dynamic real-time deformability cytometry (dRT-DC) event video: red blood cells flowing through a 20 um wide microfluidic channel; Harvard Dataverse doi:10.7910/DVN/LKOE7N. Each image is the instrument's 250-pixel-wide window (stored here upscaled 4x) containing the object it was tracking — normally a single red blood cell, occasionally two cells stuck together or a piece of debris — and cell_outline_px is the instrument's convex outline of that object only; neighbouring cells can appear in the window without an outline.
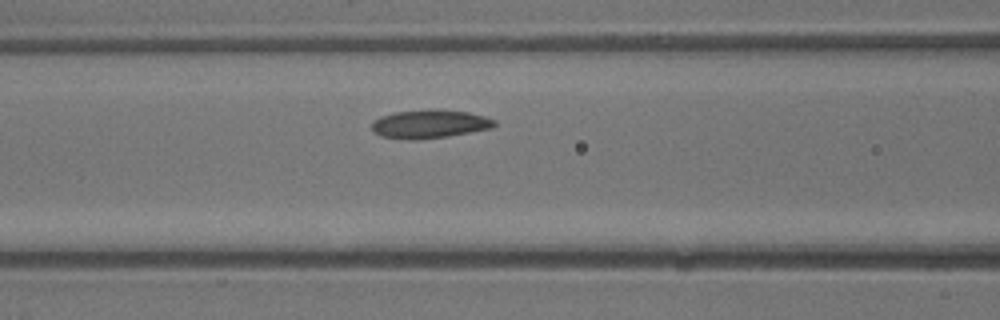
{"species": "common noctule bat (a hibernating species)", "species_latin": "Nyctalus noctula", "temperature_condition": "warm", "stored_images_in_passage": 7, "camera_frame_rate_fps": 3000, "um_per_image_px": 0.085, "animal": {"sex": "male", "body_mass_g": 13.3}, "frame": {"image": 1, "passage_image": 6, "time_ms": 1.667, "image_size_px": [1000, 320], "cell_outline_px": [[496, 124], [492, 128], [448, 136], [416, 140], [412, 140], [380, 136], [372, 132], [372, 120], [380, 116], [392, 112], [468, 112], [484, 116], [496, 120]], "centroid_in_image_um": [36.47, 10.59], "position_along_channel_um": 130.1, "area_um2": 19.59}}